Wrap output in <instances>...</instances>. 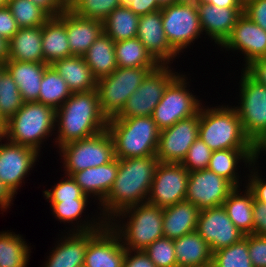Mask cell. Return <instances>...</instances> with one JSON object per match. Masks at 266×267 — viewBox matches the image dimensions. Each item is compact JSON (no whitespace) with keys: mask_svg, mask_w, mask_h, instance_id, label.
I'll use <instances>...</instances> for the list:
<instances>
[{"mask_svg":"<svg viewBox=\"0 0 266 267\" xmlns=\"http://www.w3.org/2000/svg\"><path fill=\"white\" fill-rule=\"evenodd\" d=\"M204 39H209L215 47H220L230 36L243 8H226L207 2H196Z\"/></svg>","mask_w":266,"mask_h":267,"instance_id":"ffe728a7","label":"cell"},{"mask_svg":"<svg viewBox=\"0 0 266 267\" xmlns=\"http://www.w3.org/2000/svg\"><path fill=\"white\" fill-rule=\"evenodd\" d=\"M60 235V236H59ZM42 267H80L89 244V231H61Z\"/></svg>","mask_w":266,"mask_h":267,"instance_id":"603a6c76","label":"cell"},{"mask_svg":"<svg viewBox=\"0 0 266 267\" xmlns=\"http://www.w3.org/2000/svg\"><path fill=\"white\" fill-rule=\"evenodd\" d=\"M62 178L54 183L50 189H46L43 192V197L47 202H62V200L73 199H90L86 195L80 186L75 182L72 176L62 174Z\"/></svg>","mask_w":266,"mask_h":267,"instance_id":"7bdbcfd3","label":"cell"},{"mask_svg":"<svg viewBox=\"0 0 266 267\" xmlns=\"http://www.w3.org/2000/svg\"><path fill=\"white\" fill-rule=\"evenodd\" d=\"M131 2L132 0H119V5L127 7Z\"/></svg>","mask_w":266,"mask_h":267,"instance_id":"be15d7a7","label":"cell"},{"mask_svg":"<svg viewBox=\"0 0 266 267\" xmlns=\"http://www.w3.org/2000/svg\"><path fill=\"white\" fill-rule=\"evenodd\" d=\"M4 69H5V66L2 65V64H0V74H1V72H2Z\"/></svg>","mask_w":266,"mask_h":267,"instance_id":"03108f58","label":"cell"},{"mask_svg":"<svg viewBox=\"0 0 266 267\" xmlns=\"http://www.w3.org/2000/svg\"><path fill=\"white\" fill-rule=\"evenodd\" d=\"M144 251L157 267H178L172 239H157Z\"/></svg>","mask_w":266,"mask_h":267,"instance_id":"ee69618b","label":"cell"},{"mask_svg":"<svg viewBox=\"0 0 266 267\" xmlns=\"http://www.w3.org/2000/svg\"><path fill=\"white\" fill-rule=\"evenodd\" d=\"M68 43L65 24L58 17H50L42 26L44 63L52 65L57 60L73 56Z\"/></svg>","mask_w":266,"mask_h":267,"instance_id":"d6a6232c","label":"cell"},{"mask_svg":"<svg viewBox=\"0 0 266 267\" xmlns=\"http://www.w3.org/2000/svg\"><path fill=\"white\" fill-rule=\"evenodd\" d=\"M6 5L19 28L43 26L51 17L45 10L30 0H7Z\"/></svg>","mask_w":266,"mask_h":267,"instance_id":"f35d334b","label":"cell"},{"mask_svg":"<svg viewBox=\"0 0 266 267\" xmlns=\"http://www.w3.org/2000/svg\"><path fill=\"white\" fill-rule=\"evenodd\" d=\"M11 231H0V267H27L33 248L24 235Z\"/></svg>","mask_w":266,"mask_h":267,"instance_id":"e575fe53","label":"cell"},{"mask_svg":"<svg viewBox=\"0 0 266 267\" xmlns=\"http://www.w3.org/2000/svg\"><path fill=\"white\" fill-rule=\"evenodd\" d=\"M235 187L226 179L207 169L189 172L185 200L200 211L222 206Z\"/></svg>","mask_w":266,"mask_h":267,"instance_id":"e0dca14e","label":"cell"},{"mask_svg":"<svg viewBox=\"0 0 266 267\" xmlns=\"http://www.w3.org/2000/svg\"><path fill=\"white\" fill-rule=\"evenodd\" d=\"M248 253L253 267H266V237L249 234Z\"/></svg>","mask_w":266,"mask_h":267,"instance_id":"7dc6e473","label":"cell"},{"mask_svg":"<svg viewBox=\"0 0 266 267\" xmlns=\"http://www.w3.org/2000/svg\"><path fill=\"white\" fill-rule=\"evenodd\" d=\"M51 66L65 80L72 93L88 92L97 87V79L83 56L66 57L55 61Z\"/></svg>","mask_w":266,"mask_h":267,"instance_id":"f1b7e54d","label":"cell"},{"mask_svg":"<svg viewBox=\"0 0 266 267\" xmlns=\"http://www.w3.org/2000/svg\"><path fill=\"white\" fill-rule=\"evenodd\" d=\"M178 267H209L213 252L206 241L195 231L174 239Z\"/></svg>","mask_w":266,"mask_h":267,"instance_id":"f546056e","label":"cell"},{"mask_svg":"<svg viewBox=\"0 0 266 267\" xmlns=\"http://www.w3.org/2000/svg\"><path fill=\"white\" fill-rule=\"evenodd\" d=\"M115 55L118 67L137 68L160 65L137 37L115 42Z\"/></svg>","mask_w":266,"mask_h":267,"instance_id":"8d00e7d4","label":"cell"},{"mask_svg":"<svg viewBox=\"0 0 266 267\" xmlns=\"http://www.w3.org/2000/svg\"><path fill=\"white\" fill-rule=\"evenodd\" d=\"M256 160L257 149L216 150L212 152L208 169L228 180L234 187H241L246 185L247 178L244 175L248 172L247 169H249ZM241 169L244 172V178H242ZM244 169H246V172ZM243 181L244 183H242Z\"/></svg>","mask_w":266,"mask_h":267,"instance_id":"cb8c5ba5","label":"cell"},{"mask_svg":"<svg viewBox=\"0 0 266 267\" xmlns=\"http://www.w3.org/2000/svg\"><path fill=\"white\" fill-rule=\"evenodd\" d=\"M108 119L103 115L97 89L72 93L56 110L53 147L92 137L107 129ZM54 140V141H53Z\"/></svg>","mask_w":266,"mask_h":267,"instance_id":"7a4b0ae2","label":"cell"},{"mask_svg":"<svg viewBox=\"0 0 266 267\" xmlns=\"http://www.w3.org/2000/svg\"><path fill=\"white\" fill-rule=\"evenodd\" d=\"M127 7L139 16L158 11L162 8L158 0H132Z\"/></svg>","mask_w":266,"mask_h":267,"instance_id":"11a10c76","label":"cell"},{"mask_svg":"<svg viewBox=\"0 0 266 267\" xmlns=\"http://www.w3.org/2000/svg\"><path fill=\"white\" fill-rule=\"evenodd\" d=\"M199 134V112L179 120L159 134L156 157L163 163H181Z\"/></svg>","mask_w":266,"mask_h":267,"instance_id":"2e32d148","label":"cell"},{"mask_svg":"<svg viewBox=\"0 0 266 267\" xmlns=\"http://www.w3.org/2000/svg\"><path fill=\"white\" fill-rule=\"evenodd\" d=\"M16 197L9 191V189L0 181V214L8 212L11 205L13 206V201Z\"/></svg>","mask_w":266,"mask_h":267,"instance_id":"9f6ffc18","label":"cell"},{"mask_svg":"<svg viewBox=\"0 0 266 267\" xmlns=\"http://www.w3.org/2000/svg\"><path fill=\"white\" fill-rule=\"evenodd\" d=\"M164 33L170 47L179 55L195 41L202 39L203 32L196 2L181 0L161 8ZM186 49V50H185Z\"/></svg>","mask_w":266,"mask_h":267,"instance_id":"8fae6325","label":"cell"},{"mask_svg":"<svg viewBox=\"0 0 266 267\" xmlns=\"http://www.w3.org/2000/svg\"><path fill=\"white\" fill-rule=\"evenodd\" d=\"M212 150L199 137L190 146L188 153L181 164L189 171L207 169L210 163Z\"/></svg>","mask_w":266,"mask_h":267,"instance_id":"f6af8a7d","label":"cell"},{"mask_svg":"<svg viewBox=\"0 0 266 267\" xmlns=\"http://www.w3.org/2000/svg\"><path fill=\"white\" fill-rule=\"evenodd\" d=\"M56 152L63 164L62 173L69 176L109 163L116 158L113 139L107 129L92 137L66 143Z\"/></svg>","mask_w":266,"mask_h":267,"instance_id":"ba28073f","label":"cell"},{"mask_svg":"<svg viewBox=\"0 0 266 267\" xmlns=\"http://www.w3.org/2000/svg\"><path fill=\"white\" fill-rule=\"evenodd\" d=\"M119 168V159L95 167L73 173L71 176L88 195L95 205L98 206L105 200L113 187Z\"/></svg>","mask_w":266,"mask_h":267,"instance_id":"484cf974","label":"cell"},{"mask_svg":"<svg viewBox=\"0 0 266 267\" xmlns=\"http://www.w3.org/2000/svg\"><path fill=\"white\" fill-rule=\"evenodd\" d=\"M4 66L17 84L23 102L38 101L41 80L49 65L8 60Z\"/></svg>","mask_w":266,"mask_h":267,"instance_id":"83f0119b","label":"cell"},{"mask_svg":"<svg viewBox=\"0 0 266 267\" xmlns=\"http://www.w3.org/2000/svg\"><path fill=\"white\" fill-rule=\"evenodd\" d=\"M6 124L7 121L3 118L2 114L0 113V136L4 135Z\"/></svg>","mask_w":266,"mask_h":267,"instance_id":"94428289","label":"cell"},{"mask_svg":"<svg viewBox=\"0 0 266 267\" xmlns=\"http://www.w3.org/2000/svg\"><path fill=\"white\" fill-rule=\"evenodd\" d=\"M189 171L181 163L159 162L147 202L161 208L185 200Z\"/></svg>","mask_w":266,"mask_h":267,"instance_id":"5bb4252c","label":"cell"},{"mask_svg":"<svg viewBox=\"0 0 266 267\" xmlns=\"http://www.w3.org/2000/svg\"><path fill=\"white\" fill-rule=\"evenodd\" d=\"M185 73L180 72L167 85L163 97L152 112L151 117L160 131L197 114L203 104V98L191 91V79Z\"/></svg>","mask_w":266,"mask_h":267,"instance_id":"9c48e42d","label":"cell"},{"mask_svg":"<svg viewBox=\"0 0 266 267\" xmlns=\"http://www.w3.org/2000/svg\"><path fill=\"white\" fill-rule=\"evenodd\" d=\"M212 267H253L248 253V235L229 247L213 252Z\"/></svg>","mask_w":266,"mask_h":267,"instance_id":"ab89813d","label":"cell"},{"mask_svg":"<svg viewBox=\"0 0 266 267\" xmlns=\"http://www.w3.org/2000/svg\"><path fill=\"white\" fill-rule=\"evenodd\" d=\"M194 2H207L211 5L226 8H243V0H193Z\"/></svg>","mask_w":266,"mask_h":267,"instance_id":"6f0895ef","label":"cell"},{"mask_svg":"<svg viewBox=\"0 0 266 267\" xmlns=\"http://www.w3.org/2000/svg\"><path fill=\"white\" fill-rule=\"evenodd\" d=\"M118 6L119 0H68V8L76 15L102 22Z\"/></svg>","mask_w":266,"mask_h":267,"instance_id":"b9f144b4","label":"cell"},{"mask_svg":"<svg viewBox=\"0 0 266 267\" xmlns=\"http://www.w3.org/2000/svg\"><path fill=\"white\" fill-rule=\"evenodd\" d=\"M19 88L10 73L4 69L0 74V113L8 121L22 107Z\"/></svg>","mask_w":266,"mask_h":267,"instance_id":"60d3db41","label":"cell"},{"mask_svg":"<svg viewBox=\"0 0 266 267\" xmlns=\"http://www.w3.org/2000/svg\"><path fill=\"white\" fill-rule=\"evenodd\" d=\"M158 164L156 155L119 159L113 187L98 206L106 222L127 207L147 202Z\"/></svg>","mask_w":266,"mask_h":267,"instance_id":"6da1fadb","label":"cell"},{"mask_svg":"<svg viewBox=\"0 0 266 267\" xmlns=\"http://www.w3.org/2000/svg\"><path fill=\"white\" fill-rule=\"evenodd\" d=\"M83 58L97 80L111 75L118 67L115 42L104 32L94 41Z\"/></svg>","mask_w":266,"mask_h":267,"instance_id":"836d02e7","label":"cell"},{"mask_svg":"<svg viewBox=\"0 0 266 267\" xmlns=\"http://www.w3.org/2000/svg\"><path fill=\"white\" fill-rule=\"evenodd\" d=\"M71 94L65 80L49 65L41 80L37 102L57 110Z\"/></svg>","mask_w":266,"mask_h":267,"instance_id":"74e56055","label":"cell"},{"mask_svg":"<svg viewBox=\"0 0 266 267\" xmlns=\"http://www.w3.org/2000/svg\"><path fill=\"white\" fill-rule=\"evenodd\" d=\"M244 70L258 83L266 86V57L252 61Z\"/></svg>","mask_w":266,"mask_h":267,"instance_id":"f5cc1de1","label":"cell"},{"mask_svg":"<svg viewBox=\"0 0 266 267\" xmlns=\"http://www.w3.org/2000/svg\"><path fill=\"white\" fill-rule=\"evenodd\" d=\"M243 13L266 31V0H243Z\"/></svg>","mask_w":266,"mask_h":267,"instance_id":"c3c4849f","label":"cell"},{"mask_svg":"<svg viewBox=\"0 0 266 267\" xmlns=\"http://www.w3.org/2000/svg\"><path fill=\"white\" fill-rule=\"evenodd\" d=\"M199 212L200 210L188 200L163 208V236L174 240L195 232Z\"/></svg>","mask_w":266,"mask_h":267,"instance_id":"4316f807","label":"cell"},{"mask_svg":"<svg viewBox=\"0 0 266 267\" xmlns=\"http://www.w3.org/2000/svg\"><path fill=\"white\" fill-rule=\"evenodd\" d=\"M139 17L128 7L118 6L103 21V31L114 42L136 38Z\"/></svg>","mask_w":266,"mask_h":267,"instance_id":"d590c367","label":"cell"},{"mask_svg":"<svg viewBox=\"0 0 266 267\" xmlns=\"http://www.w3.org/2000/svg\"><path fill=\"white\" fill-rule=\"evenodd\" d=\"M176 70L171 65H159L151 70L116 117L151 116L167 85L180 73Z\"/></svg>","mask_w":266,"mask_h":267,"instance_id":"7c38bea8","label":"cell"},{"mask_svg":"<svg viewBox=\"0 0 266 267\" xmlns=\"http://www.w3.org/2000/svg\"><path fill=\"white\" fill-rule=\"evenodd\" d=\"M55 119L56 110L53 108L37 101L24 102L7 121L3 137L42 154V146L49 141V137H55Z\"/></svg>","mask_w":266,"mask_h":267,"instance_id":"8992f818","label":"cell"},{"mask_svg":"<svg viewBox=\"0 0 266 267\" xmlns=\"http://www.w3.org/2000/svg\"><path fill=\"white\" fill-rule=\"evenodd\" d=\"M9 60V41L0 37V64L5 65Z\"/></svg>","mask_w":266,"mask_h":267,"instance_id":"680465c9","label":"cell"},{"mask_svg":"<svg viewBox=\"0 0 266 267\" xmlns=\"http://www.w3.org/2000/svg\"><path fill=\"white\" fill-rule=\"evenodd\" d=\"M90 200V201H89ZM92 199L62 200V202H48L53 218L63 223L66 227L63 231H93L101 229L107 222L102 218L99 209L86 215V209ZM89 202V203H88ZM94 213V214H93ZM84 214V218H83ZM91 218V219H90ZM76 221V222H75ZM68 229V230H67Z\"/></svg>","mask_w":266,"mask_h":267,"instance_id":"7402d4cb","label":"cell"},{"mask_svg":"<svg viewBox=\"0 0 266 267\" xmlns=\"http://www.w3.org/2000/svg\"><path fill=\"white\" fill-rule=\"evenodd\" d=\"M262 153L266 155V139L257 146V160L262 158Z\"/></svg>","mask_w":266,"mask_h":267,"instance_id":"91938a15","label":"cell"},{"mask_svg":"<svg viewBox=\"0 0 266 267\" xmlns=\"http://www.w3.org/2000/svg\"><path fill=\"white\" fill-rule=\"evenodd\" d=\"M253 234L266 237V204L254 199Z\"/></svg>","mask_w":266,"mask_h":267,"instance_id":"816d5d0a","label":"cell"},{"mask_svg":"<svg viewBox=\"0 0 266 267\" xmlns=\"http://www.w3.org/2000/svg\"><path fill=\"white\" fill-rule=\"evenodd\" d=\"M253 205L254 195L247 185L235 187L223 202L229 219L244 235L253 234Z\"/></svg>","mask_w":266,"mask_h":267,"instance_id":"1f68e13d","label":"cell"},{"mask_svg":"<svg viewBox=\"0 0 266 267\" xmlns=\"http://www.w3.org/2000/svg\"><path fill=\"white\" fill-rule=\"evenodd\" d=\"M125 254L120 237L108 223L99 230L89 231L85 267H123Z\"/></svg>","mask_w":266,"mask_h":267,"instance_id":"d6986e66","label":"cell"},{"mask_svg":"<svg viewBox=\"0 0 266 267\" xmlns=\"http://www.w3.org/2000/svg\"><path fill=\"white\" fill-rule=\"evenodd\" d=\"M137 38L160 65H172L180 57L164 33L161 9L139 17Z\"/></svg>","mask_w":266,"mask_h":267,"instance_id":"44dd1931","label":"cell"},{"mask_svg":"<svg viewBox=\"0 0 266 267\" xmlns=\"http://www.w3.org/2000/svg\"><path fill=\"white\" fill-rule=\"evenodd\" d=\"M45 10L51 17H57L68 8V0H30Z\"/></svg>","mask_w":266,"mask_h":267,"instance_id":"db71d44e","label":"cell"},{"mask_svg":"<svg viewBox=\"0 0 266 267\" xmlns=\"http://www.w3.org/2000/svg\"><path fill=\"white\" fill-rule=\"evenodd\" d=\"M196 232L206 241L212 252L229 247L245 236L229 219L223 205L201 210Z\"/></svg>","mask_w":266,"mask_h":267,"instance_id":"ac0fdd59","label":"cell"},{"mask_svg":"<svg viewBox=\"0 0 266 267\" xmlns=\"http://www.w3.org/2000/svg\"><path fill=\"white\" fill-rule=\"evenodd\" d=\"M219 48L220 51L225 50V53L231 51L233 54L244 56V63L240 66L244 69L252 61L266 57V31L243 13L230 36Z\"/></svg>","mask_w":266,"mask_h":267,"instance_id":"9a60e30c","label":"cell"},{"mask_svg":"<svg viewBox=\"0 0 266 267\" xmlns=\"http://www.w3.org/2000/svg\"><path fill=\"white\" fill-rule=\"evenodd\" d=\"M110 133L118 159L156 155L160 130L151 116L113 117L108 120Z\"/></svg>","mask_w":266,"mask_h":267,"instance_id":"5b68a950","label":"cell"},{"mask_svg":"<svg viewBox=\"0 0 266 267\" xmlns=\"http://www.w3.org/2000/svg\"><path fill=\"white\" fill-rule=\"evenodd\" d=\"M123 267H157L144 250H127Z\"/></svg>","mask_w":266,"mask_h":267,"instance_id":"f907efd6","label":"cell"},{"mask_svg":"<svg viewBox=\"0 0 266 267\" xmlns=\"http://www.w3.org/2000/svg\"><path fill=\"white\" fill-rule=\"evenodd\" d=\"M181 0H158V3L163 7L170 4H175L176 2H179Z\"/></svg>","mask_w":266,"mask_h":267,"instance_id":"6125c7cd","label":"cell"},{"mask_svg":"<svg viewBox=\"0 0 266 267\" xmlns=\"http://www.w3.org/2000/svg\"><path fill=\"white\" fill-rule=\"evenodd\" d=\"M157 67H117L109 76L97 80V92L100 109L109 120L118 116L125 107L128 98L147 74Z\"/></svg>","mask_w":266,"mask_h":267,"instance_id":"30bf717a","label":"cell"},{"mask_svg":"<svg viewBox=\"0 0 266 267\" xmlns=\"http://www.w3.org/2000/svg\"><path fill=\"white\" fill-rule=\"evenodd\" d=\"M203 101L199 109V134L212 151L222 149H257L245 135L233 104L214 106ZM227 104V105H226ZM218 105V106H217Z\"/></svg>","mask_w":266,"mask_h":267,"instance_id":"3957f363","label":"cell"},{"mask_svg":"<svg viewBox=\"0 0 266 267\" xmlns=\"http://www.w3.org/2000/svg\"><path fill=\"white\" fill-rule=\"evenodd\" d=\"M239 73V98L236 97L238 102L233 106L245 135L257 147L266 139V86L255 81L244 69Z\"/></svg>","mask_w":266,"mask_h":267,"instance_id":"52a82bcc","label":"cell"},{"mask_svg":"<svg viewBox=\"0 0 266 267\" xmlns=\"http://www.w3.org/2000/svg\"><path fill=\"white\" fill-rule=\"evenodd\" d=\"M9 60L44 63L42 26L19 28L9 40Z\"/></svg>","mask_w":266,"mask_h":267,"instance_id":"4dcf8cb0","label":"cell"},{"mask_svg":"<svg viewBox=\"0 0 266 267\" xmlns=\"http://www.w3.org/2000/svg\"><path fill=\"white\" fill-rule=\"evenodd\" d=\"M127 250H144L163 236V208L148 202L127 207L108 222Z\"/></svg>","mask_w":266,"mask_h":267,"instance_id":"277c9868","label":"cell"},{"mask_svg":"<svg viewBox=\"0 0 266 267\" xmlns=\"http://www.w3.org/2000/svg\"><path fill=\"white\" fill-rule=\"evenodd\" d=\"M7 4V0H0V8L5 7Z\"/></svg>","mask_w":266,"mask_h":267,"instance_id":"e7e4bbea","label":"cell"},{"mask_svg":"<svg viewBox=\"0 0 266 267\" xmlns=\"http://www.w3.org/2000/svg\"><path fill=\"white\" fill-rule=\"evenodd\" d=\"M259 161L256 160L247 170L249 173H246V185L252 191L256 201L266 204V179L265 176L263 178Z\"/></svg>","mask_w":266,"mask_h":267,"instance_id":"bcb514c9","label":"cell"},{"mask_svg":"<svg viewBox=\"0 0 266 267\" xmlns=\"http://www.w3.org/2000/svg\"><path fill=\"white\" fill-rule=\"evenodd\" d=\"M18 30L17 22L7 5L0 8V37L9 41Z\"/></svg>","mask_w":266,"mask_h":267,"instance_id":"681fc988","label":"cell"},{"mask_svg":"<svg viewBox=\"0 0 266 267\" xmlns=\"http://www.w3.org/2000/svg\"><path fill=\"white\" fill-rule=\"evenodd\" d=\"M57 17L65 24L70 51L75 56H83L104 32L102 21L80 17L69 8Z\"/></svg>","mask_w":266,"mask_h":267,"instance_id":"d4e9b609","label":"cell"},{"mask_svg":"<svg viewBox=\"0 0 266 267\" xmlns=\"http://www.w3.org/2000/svg\"><path fill=\"white\" fill-rule=\"evenodd\" d=\"M39 157L41 154L36 150L0 136V181L15 197L39 162Z\"/></svg>","mask_w":266,"mask_h":267,"instance_id":"4fadbf2b","label":"cell"}]
</instances>
